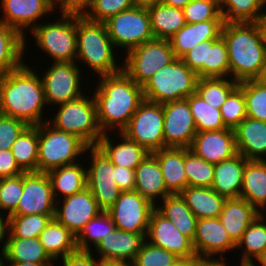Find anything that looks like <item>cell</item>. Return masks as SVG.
<instances>
[{
	"label": "cell",
	"mask_w": 266,
	"mask_h": 266,
	"mask_svg": "<svg viewBox=\"0 0 266 266\" xmlns=\"http://www.w3.org/2000/svg\"><path fill=\"white\" fill-rule=\"evenodd\" d=\"M3 212H0V243L2 244L3 239L8 238L6 234H9V215H6V218L3 217ZM5 219V220H4Z\"/></svg>",
	"instance_id": "obj_60"
},
{
	"label": "cell",
	"mask_w": 266,
	"mask_h": 266,
	"mask_svg": "<svg viewBox=\"0 0 266 266\" xmlns=\"http://www.w3.org/2000/svg\"><path fill=\"white\" fill-rule=\"evenodd\" d=\"M225 260L218 259H195L192 260L187 266H224Z\"/></svg>",
	"instance_id": "obj_59"
},
{
	"label": "cell",
	"mask_w": 266,
	"mask_h": 266,
	"mask_svg": "<svg viewBox=\"0 0 266 266\" xmlns=\"http://www.w3.org/2000/svg\"><path fill=\"white\" fill-rule=\"evenodd\" d=\"M114 48L126 52L154 39L147 8L135 7L122 11L105 22Z\"/></svg>",
	"instance_id": "obj_11"
},
{
	"label": "cell",
	"mask_w": 266,
	"mask_h": 266,
	"mask_svg": "<svg viewBox=\"0 0 266 266\" xmlns=\"http://www.w3.org/2000/svg\"><path fill=\"white\" fill-rule=\"evenodd\" d=\"M39 240L55 261L77 250L76 236L55 218L41 232Z\"/></svg>",
	"instance_id": "obj_36"
},
{
	"label": "cell",
	"mask_w": 266,
	"mask_h": 266,
	"mask_svg": "<svg viewBox=\"0 0 266 266\" xmlns=\"http://www.w3.org/2000/svg\"><path fill=\"white\" fill-rule=\"evenodd\" d=\"M224 266H226V264ZM240 266H256V265H240Z\"/></svg>",
	"instance_id": "obj_71"
},
{
	"label": "cell",
	"mask_w": 266,
	"mask_h": 266,
	"mask_svg": "<svg viewBox=\"0 0 266 266\" xmlns=\"http://www.w3.org/2000/svg\"><path fill=\"white\" fill-rule=\"evenodd\" d=\"M56 5L61 1V0H52Z\"/></svg>",
	"instance_id": "obj_70"
},
{
	"label": "cell",
	"mask_w": 266,
	"mask_h": 266,
	"mask_svg": "<svg viewBox=\"0 0 266 266\" xmlns=\"http://www.w3.org/2000/svg\"><path fill=\"white\" fill-rule=\"evenodd\" d=\"M133 6L132 0H96L84 16L90 21L105 23L111 17Z\"/></svg>",
	"instance_id": "obj_51"
},
{
	"label": "cell",
	"mask_w": 266,
	"mask_h": 266,
	"mask_svg": "<svg viewBox=\"0 0 266 266\" xmlns=\"http://www.w3.org/2000/svg\"><path fill=\"white\" fill-rule=\"evenodd\" d=\"M197 132L225 129L220 109L212 107L196 92L186 98Z\"/></svg>",
	"instance_id": "obj_41"
},
{
	"label": "cell",
	"mask_w": 266,
	"mask_h": 266,
	"mask_svg": "<svg viewBox=\"0 0 266 266\" xmlns=\"http://www.w3.org/2000/svg\"><path fill=\"white\" fill-rule=\"evenodd\" d=\"M98 266H132V264L126 262L99 260Z\"/></svg>",
	"instance_id": "obj_64"
},
{
	"label": "cell",
	"mask_w": 266,
	"mask_h": 266,
	"mask_svg": "<svg viewBox=\"0 0 266 266\" xmlns=\"http://www.w3.org/2000/svg\"><path fill=\"white\" fill-rule=\"evenodd\" d=\"M0 248L1 255L8 262H32L36 264H54L40 243L39 238H7Z\"/></svg>",
	"instance_id": "obj_31"
},
{
	"label": "cell",
	"mask_w": 266,
	"mask_h": 266,
	"mask_svg": "<svg viewBox=\"0 0 266 266\" xmlns=\"http://www.w3.org/2000/svg\"><path fill=\"white\" fill-rule=\"evenodd\" d=\"M23 193V174L15 177L1 178L0 209L11 215L18 207Z\"/></svg>",
	"instance_id": "obj_52"
},
{
	"label": "cell",
	"mask_w": 266,
	"mask_h": 266,
	"mask_svg": "<svg viewBox=\"0 0 266 266\" xmlns=\"http://www.w3.org/2000/svg\"><path fill=\"white\" fill-rule=\"evenodd\" d=\"M189 150L212 164L229 160L238 154L235 132L230 128L197 132Z\"/></svg>",
	"instance_id": "obj_20"
},
{
	"label": "cell",
	"mask_w": 266,
	"mask_h": 266,
	"mask_svg": "<svg viewBox=\"0 0 266 266\" xmlns=\"http://www.w3.org/2000/svg\"><path fill=\"white\" fill-rule=\"evenodd\" d=\"M54 215H10L8 238H39Z\"/></svg>",
	"instance_id": "obj_45"
},
{
	"label": "cell",
	"mask_w": 266,
	"mask_h": 266,
	"mask_svg": "<svg viewBox=\"0 0 266 266\" xmlns=\"http://www.w3.org/2000/svg\"><path fill=\"white\" fill-rule=\"evenodd\" d=\"M123 70L140 86L163 67L171 64L175 53L170 41L154 38L126 53Z\"/></svg>",
	"instance_id": "obj_9"
},
{
	"label": "cell",
	"mask_w": 266,
	"mask_h": 266,
	"mask_svg": "<svg viewBox=\"0 0 266 266\" xmlns=\"http://www.w3.org/2000/svg\"><path fill=\"white\" fill-rule=\"evenodd\" d=\"M87 250H75L62 258L63 266H98L99 259L93 258V254Z\"/></svg>",
	"instance_id": "obj_56"
},
{
	"label": "cell",
	"mask_w": 266,
	"mask_h": 266,
	"mask_svg": "<svg viewBox=\"0 0 266 266\" xmlns=\"http://www.w3.org/2000/svg\"><path fill=\"white\" fill-rule=\"evenodd\" d=\"M77 58L87 64L98 76L112 75L123 70L116 65L113 42L105 23L77 15Z\"/></svg>",
	"instance_id": "obj_4"
},
{
	"label": "cell",
	"mask_w": 266,
	"mask_h": 266,
	"mask_svg": "<svg viewBox=\"0 0 266 266\" xmlns=\"http://www.w3.org/2000/svg\"><path fill=\"white\" fill-rule=\"evenodd\" d=\"M184 167L187 176V186L212 187L214 164L195 155L189 148H184Z\"/></svg>",
	"instance_id": "obj_46"
},
{
	"label": "cell",
	"mask_w": 266,
	"mask_h": 266,
	"mask_svg": "<svg viewBox=\"0 0 266 266\" xmlns=\"http://www.w3.org/2000/svg\"><path fill=\"white\" fill-rule=\"evenodd\" d=\"M155 206L136 191L122 192L107 211L116 228L136 234H147L149 219Z\"/></svg>",
	"instance_id": "obj_14"
},
{
	"label": "cell",
	"mask_w": 266,
	"mask_h": 266,
	"mask_svg": "<svg viewBox=\"0 0 266 266\" xmlns=\"http://www.w3.org/2000/svg\"><path fill=\"white\" fill-rule=\"evenodd\" d=\"M88 145L77 135L60 131L47 121L39 125L37 172L47 173L65 165L77 163Z\"/></svg>",
	"instance_id": "obj_6"
},
{
	"label": "cell",
	"mask_w": 266,
	"mask_h": 266,
	"mask_svg": "<svg viewBox=\"0 0 266 266\" xmlns=\"http://www.w3.org/2000/svg\"><path fill=\"white\" fill-rule=\"evenodd\" d=\"M243 93L247 117L266 122V83L259 79L245 80Z\"/></svg>",
	"instance_id": "obj_47"
},
{
	"label": "cell",
	"mask_w": 266,
	"mask_h": 266,
	"mask_svg": "<svg viewBox=\"0 0 266 266\" xmlns=\"http://www.w3.org/2000/svg\"><path fill=\"white\" fill-rule=\"evenodd\" d=\"M135 7L149 8L161 3V0H132Z\"/></svg>",
	"instance_id": "obj_62"
},
{
	"label": "cell",
	"mask_w": 266,
	"mask_h": 266,
	"mask_svg": "<svg viewBox=\"0 0 266 266\" xmlns=\"http://www.w3.org/2000/svg\"><path fill=\"white\" fill-rule=\"evenodd\" d=\"M258 79L261 82L266 83V60H265V63H264V67H263L262 73H261V75H260V77Z\"/></svg>",
	"instance_id": "obj_66"
},
{
	"label": "cell",
	"mask_w": 266,
	"mask_h": 266,
	"mask_svg": "<svg viewBox=\"0 0 266 266\" xmlns=\"http://www.w3.org/2000/svg\"><path fill=\"white\" fill-rule=\"evenodd\" d=\"M102 210L88 188L63 198L55 207L54 218L77 236L84 226Z\"/></svg>",
	"instance_id": "obj_18"
},
{
	"label": "cell",
	"mask_w": 266,
	"mask_h": 266,
	"mask_svg": "<svg viewBox=\"0 0 266 266\" xmlns=\"http://www.w3.org/2000/svg\"><path fill=\"white\" fill-rule=\"evenodd\" d=\"M163 122V104L144 99L121 133L153 153L165 148Z\"/></svg>",
	"instance_id": "obj_10"
},
{
	"label": "cell",
	"mask_w": 266,
	"mask_h": 266,
	"mask_svg": "<svg viewBox=\"0 0 266 266\" xmlns=\"http://www.w3.org/2000/svg\"><path fill=\"white\" fill-rule=\"evenodd\" d=\"M38 75L23 63L0 77V114L21 120L28 126H38L47 121L42 118L47 103Z\"/></svg>",
	"instance_id": "obj_1"
},
{
	"label": "cell",
	"mask_w": 266,
	"mask_h": 266,
	"mask_svg": "<svg viewBox=\"0 0 266 266\" xmlns=\"http://www.w3.org/2000/svg\"><path fill=\"white\" fill-rule=\"evenodd\" d=\"M88 151L92 162L87 170V188L100 209L107 212L123 192L115 181L116 165L97 145L88 146Z\"/></svg>",
	"instance_id": "obj_12"
},
{
	"label": "cell",
	"mask_w": 266,
	"mask_h": 266,
	"mask_svg": "<svg viewBox=\"0 0 266 266\" xmlns=\"http://www.w3.org/2000/svg\"><path fill=\"white\" fill-rule=\"evenodd\" d=\"M190 1L191 0H161V2L165 5L181 9L185 7Z\"/></svg>",
	"instance_id": "obj_63"
},
{
	"label": "cell",
	"mask_w": 266,
	"mask_h": 266,
	"mask_svg": "<svg viewBox=\"0 0 266 266\" xmlns=\"http://www.w3.org/2000/svg\"><path fill=\"white\" fill-rule=\"evenodd\" d=\"M99 78L100 83L93 94L97 105L98 125L103 133L114 131L117 127V131L121 132L144 100L142 86L124 70Z\"/></svg>",
	"instance_id": "obj_2"
},
{
	"label": "cell",
	"mask_w": 266,
	"mask_h": 266,
	"mask_svg": "<svg viewBox=\"0 0 266 266\" xmlns=\"http://www.w3.org/2000/svg\"><path fill=\"white\" fill-rule=\"evenodd\" d=\"M179 260L175 254L148 243L146 239L132 266H172Z\"/></svg>",
	"instance_id": "obj_50"
},
{
	"label": "cell",
	"mask_w": 266,
	"mask_h": 266,
	"mask_svg": "<svg viewBox=\"0 0 266 266\" xmlns=\"http://www.w3.org/2000/svg\"><path fill=\"white\" fill-rule=\"evenodd\" d=\"M96 0H61L57 5V9L61 12L84 15Z\"/></svg>",
	"instance_id": "obj_57"
},
{
	"label": "cell",
	"mask_w": 266,
	"mask_h": 266,
	"mask_svg": "<svg viewBox=\"0 0 266 266\" xmlns=\"http://www.w3.org/2000/svg\"><path fill=\"white\" fill-rule=\"evenodd\" d=\"M114 228L116 227L110 215L102 211L98 216L92 218L76 236L77 249L90 251L92 248L90 243L94 244L95 248Z\"/></svg>",
	"instance_id": "obj_44"
},
{
	"label": "cell",
	"mask_w": 266,
	"mask_h": 266,
	"mask_svg": "<svg viewBox=\"0 0 266 266\" xmlns=\"http://www.w3.org/2000/svg\"><path fill=\"white\" fill-rule=\"evenodd\" d=\"M230 77L227 45L222 36L207 40L206 63H203V78Z\"/></svg>",
	"instance_id": "obj_43"
},
{
	"label": "cell",
	"mask_w": 266,
	"mask_h": 266,
	"mask_svg": "<svg viewBox=\"0 0 266 266\" xmlns=\"http://www.w3.org/2000/svg\"><path fill=\"white\" fill-rule=\"evenodd\" d=\"M265 5L266 0H219L225 22H256Z\"/></svg>",
	"instance_id": "obj_40"
},
{
	"label": "cell",
	"mask_w": 266,
	"mask_h": 266,
	"mask_svg": "<svg viewBox=\"0 0 266 266\" xmlns=\"http://www.w3.org/2000/svg\"><path fill=\"white\" fill-rule=\"evenodd\" d=\"M220 112L225 127L233 130L247 117L243 81L229 94Z\"/></svg>",
	"instance_id": "obj_48"
},
{
	"label": "cell",
	"mask_w": 266,
	"mask_h": 266,
	"mask_svg": "<svg viewBox=\"0 0 266 266\" xmlns=\"http://www.w3.org/2000/svg\"><path fill=\"white\" fill-rule=\"evenodd\" d=\"M247 159L237 154L233 158L214 164L212 189L226 199L240 198L243 171Z\"/></svg>",
	"instance_id": "obj_27"
},
{
	"label": "cell",
	"mask_w": 266,
	"mask_h": 266,
	"mask_svg": "<svg viewBox=\"0 0 266 266\" xmlns=\"http://www.w3.org/2000/svg\"><path fill=\"white\" fill-rule=\"evenodd\" d=\"M77 62H53L42 76L46 103L60 105L83 95Z\"/></svg>",
	"instance_id": "obj_13"
},
{
	"label": "cell",
	"mask_w": 266,
	"mask_h": 266,
	"mask_svg": "<svg viewBox=\"0 0 266 266\" xmlns=\"http://www.w3.org/2000/svg\"><path fill=\"white\" fill-rule=\"evenodd\" d=\"M258 266H266V256L260 261Z\"/></svg>",
	"instance_id": "obj_68"
},
{
	"label": "cell",
	"mask_w": 266,
	"mask_h": 266,
	"mask_svg": "<svg viewBox=\"0 0 266 266\" xmlns=\"http://www.w3.org/2000/svg\"><path fill=\"white\" fill-rule=\"evenodd\" d=\"M27 127L28 125L21 120L0 114V150L11 149Z\"/></svg>",
	"instance_id": "obj_53"
},
{
	"label": "cell",
	"mask_w": 266,
	"mask_h": 266,
	"mask_svg": "<svg viewBox=\"0 0 266 266\" xmlns=\"http://www.w3.org/2000/svg\"><path fill=\"white\" fill-rule=\"evenodd\" d=\"M118 187L123 191L135 190V170L116 166V179Z\"/></svg>",
	"instance_id": "obj_58"
},
{
	"label": "cell",
	"mask_w": 266,
	"mask_h": 266,
	"mask_svg": "<svg viewBox=\"0 0 266 266\" xmlns=\"http://www.w3.org/2000/svg\"><path fill=\"white\" fill-rule=\"evenodd\" d=\"M182 10L186 23L224 20L217 0H191Z\"/></svg>",
	"instance_id": "obj_49"
},
{
	"label": "cell",
	"mask_w": 266,
	"mask_h": 266,
	"mask_svg": "<svg viewBox=\"0 0 266 266\" xmlns=\"http://www.w3.org/2000/svg\"><path fill=\"white\" fill-rule=\"evenodd\" d=\"M163 133L165 148H189L197 129L188 100H175L163 103Z\"/></svg>",
	"instance_id": "obj_16"
},
{
	"label": "cell",
	"mask_w": 266,
	"mask_h": 266,
	"mask_svg": "<svg viewBox=\"0 0 266 266\" xmlns=\"http://www.w3.org/2000/svg\"><path fill=\"white\" fill-rule=\"evenodd\" d=\"M4 262L5 260L3 259V255L0 254V266H6Z\"/></svg>",
	"instance_id": "obj_69"
},
{
	"label": "cell",
	"mask_w": 266,
	"mask_h": 266,
	"mask_svg": "<svg viewBox=\"0 0 266 266\" xmlns=\"http://www.w3.org/2000/svg\"><path fill=\"white\" fill-rule=\"evenodd\" d=\"M150 244L161 247L180 259H198L192 241L184 236L176 226L156 208L151 212L146 234Z\"/></svg>",
	"instance_id": "obj_17"
},
{
	"label": "cell",
	"mask_w": 266,
	"mask_h": 266,
	"mask_svg": "<svg viewBox=\"0 0 266 266\" xmlns=\"http://www.w3.org/2000/svg\"><path fill=\"white\" fill-rule=\"evenodd\" d=\"M224 23V20L186 23L169 39L176 58H182L188 51L203 41L218 39L221 36Z\"/></svg>",
	"instance_id": "obj_23"
},
{
	"label": "cell",
	"mask_w": 266,
	"mask_h": 266,
	"mask_svg": "<svg viewBox=\"0 0 266 266\" xmlns=\"http://www.w3.org/2000/svg\"><path fill=\"white\" fill-rule=\"evenodd\" d=\"M179 194L198 219L219 217L227 200L211 187L187 186Z\"/></svg>",
	"instance_id": "obj_32"
},
{
	"label": "cell",
	"mask_w": 266,
	"mask_h": 266,
	"mask_svg": "<svg viewBox=\"0 0 266 266\" xmlns=\"http://www.w3.org/2000/svg\"><path fill=\"white\" fill-rule=\"evenodd\" d=\"M207 40L197 44L188 51L181 59L197 74L198 78H203V63H206Z\"/></svg>",
	"instance_id": "obj_54"
},
{
	"label": "cell",
	"mask_w": 266,
	"mask_h": 266,
	"mask_svg": "<svg viewBox=\"0 0 266 266\" xmlns=\"http://www.w3.org/2000/svg\"><path fill=\"white\" fill-rule=\"evenodd\" d=\"M263 212L248 226L243 233L242 239L237 243L236 248L242 249L243 254L240 265H255L266 256V216ZM253 257V258H252Z\"/></svg>",
	"instance_id": "obj_38"
},
{
	"label": "cell",
	"mask_w": 266,
	"mask_h": 266,
	"mask_svg": "<svg viewBox=\"0 0 266 266\" xmlns=\"http://www.w3.org/2000/svg\"><path fill=\"white\" fill-rule=\"evenodd\" d=\"M86 94L59 105L52 121L55 129L77 135L88 146H96L103 135L97 121V105L94 95Z\"/></svg>",
	"instance_id": "obj_7"
},
{
	"label": "cell",
	"mask_w": 266,
	"mask_h": 266,
	"mask_svg": "<svg viewBox=\"0 0 266 266\" xmlns=\"http://www.w3.org/2000/svg\"><path fill=\"white\" fill-rule=\"evenodd\" d=\"M57 204L47 173L24 172L23 193L11 215H55Z\"/></svg>",
	"instance_id": "obj_15"
},
{
	"label": "cell",
	"mask_w": 266,
	"mask_h": 266,
	"mask_svg": "<svg viewBox=\"0 0 266 266\" xmlns=\"http://www.w3.org/2000/svg\"><path fill=\"white\" fill-rule=\"evenodd\" d=\"M25 40L17 30L0 22V77L24 63Z\"/></svg>",
	"instance_id": "obj_34"
},
{
	"label": "cell",
	"mask_w": 266,
	"mask_h": 266,
	"mask_svg": "<svg viewBox=\"0 0 266 266\" xmlns=\"http://www.w3.org/2000/svg\"><path fill=\"white\" fill-rule=\"evenodd\" d=\"M8 266H53V264H36L32 262H9Z\"/></svg>",
	"instance_id": "obj_65"
},
{
	"label": "cell",
	"mask_w": 266,
	"mask_h": 266,
	"mask_svg": "<svg viewBox=\"0 0 266 266\" xmlns=\"http://www.w3.org/2000/svg\"><path fill=\"white\" fill-rule=\"evenodd\" d=\"M2 3V4H1ZM3 17L0 22L26 37L24 29L32 31L38 24L39 18L53 12L57 5L52 0H1Z\"/></svg>",
	"instance_id": "obj_19"
},
{
	"label": "cell",
	"mask_w": 266,
	"mask_h": 266,
	"mask_svg": "<svg viewBox=\"0 0 266 266\" xmlns=\"http://www.w3.org/2000/svg\"><path fill=\"white\" fill-rule=\"evenodd\" d=\"M154 38L169 40L185 24L181 8H175L161 3L147 8Z\"/></svg>",
	"instance_id": "obj_37"
},
{
	"label": "cell",
	"mask_w": 266,
	"mask_h": 266,
	"mask_svg": "<svg viewBox=\"0 0 266 266\" xmlns=\"http://www.w3.org/2000/svg\"><path fill=\"white\" fill-rule=\"evenodd\" d=\"M198 76L181 58L156 71L142 86L144 99L155 103L182 100L196 92Z\"/></svg>",
	"instance_id": "obj_5"
},
{
	"label": "cell",
	"mask_w": 266,
	"mask_h": 266,
	"mask_svg": "<svg viewBox=\"0 0 266 266\" xmlns=\"http://www.w3.org/2000/svg\"><path fill=\"white\" fill-rule=\"evenodd\" d=\"M240 198L248 201L259 212L266 207V160L246 161Z\"/></svg>",
	"instance_id": "obj_29"
},
{
	"label": "cell",
	"mask_w": 266,
	"mask_h": 266,
	"mask_svg": "<svg viewBox=\"0 0 266 266\" xmlns=\"http://www.w3.org/2000/svg\"><path fill=\"white\" fill-rule=\"evenodd\" d=\"M192 260L180 259L172 266H187Z\"/></svg>",
	"instance_id": "obj_67"
},
{
	"label": "cell",
	"mask_w": 266,
	"mask_h": 266,
	"mask_svg": "<svg viewBox=\"0 0 266 266\" xmlns=\"http://www.w3.org/2000/svg\"><path fill=\"white\" fill-rule=\"evenodd\" d=\"M39 125L28 126L11 147L16 163L24 172H37Z\"/></svg>",
	"instance_id": "obj_39"
},
{
	"label": "cell",
	"mask_w": 266,
	"mask_h": 266,
	"mask_svg": "<svg viewBox=\"0 0 266 266\" xmlns=\"http://www.w3.org/2000/svg\"><path fill=\"white\" fill-rule=\"evenodd\" d=\"M234 132L238 154L247 160H266V122L246 117Z\"/></svg>",
	"instance_id": "obj_24"
},
{
	"label": "cell",
	"mask_w": 266,
	"mask_h": 266,
	"mask_svg": "<svg viewBox=\"0 0 266 266\" xmlns=\"http://www.w3.org/2000/svg\"><path fill=\"white\" fill-rule=\"evenodd\" d=\"M221 36L227 45L232 79H258L266 60V46L256 22H225Z\"/></svg>",
	"instance_id": "obj_3"
},
{
	"label": "cell",
	"mask_w": 266,
	"mask_h": 266,
	"mask_svg": "<svg viewBox=\"0 0 266 266\" xmlns=\"http://www.w3.org/2000/svg\"><path fill=\"white\" fill-rule=\"evenodd\" d=\"M118 133L122 139L121 143H116L114 146L108 133H103L97 146L114 165L135 170L149 152L135 141L128 139L123 133Z\"/></svg>",
	"instance_id": "obj_28"
},
{
	"label": "cell",
	"mask_w": 266,
	"mask_h": 266,
	"mask_svg": "<svg viewBox=\"0 0 266 266\" xmlns=\"http://www.w3.org/2000/svg\"><path fill=\"white\" fill-rule=\"evenodd\" d=\"M163 204L155 208L169 219L176 228L192 242L196 235L198 218L193 214L180 194H170L161 200Z\"/></svg>",
	"instance_id": "obj_35"
},
{
	"label": "cell",
	"mask_w": 266,
	"mask_h": 266,
	"mask_svg": "<svg viewBox=\"0 0 266 266\" xmlns=\"http://www.w3.org/2000/svg\"><path fill=\"white\" fill-rule=\"evenodd\" d=\"M192 243L198 259H212L236 248L219 217L199 218Z\"/></svg>",
	"instance_id": "obj_21"
},
{
	"label": "cell",
	"mask_w": 266,
	"mask_h": 266,
	"mask_svg": "<svg viewBox=\"0 0 266 266\" xmlns=\"http://www.w3.org/2000/svg\"><path fill=\"white\" fill-rule=\"evenodd\" d=\"M145 237L146 234H136L114 228L95 247L100 256L99 260L132 264L146 240Z\"/></svg>",
	"instance_id": "obj_22"
},
{
	"label": "cell",
	"mask_w": 266,
	"mask_h": 266,
	"mask_svg": "<svg viewBox=\"0 0 266 266\" xmlns=\"http://www.w3.org/2000/svg\"><path fill=\"white\" fill-rule=\"evenodd\" d=\"M156 206V198L163 200L171 193L166 189L157 157L149 153L135 169V190Z\"/></svg>",
	"instance_id": "obj_25"
},
{
	"label": "cell",
	"mask_w": 266,
	"mask_h": 266,
	"mask_svg": "<svg viewBox=\"0 0 266 266\" xmlns=\"http://www.w3.org/2000/svg\"><path fill=\"white\" fill-rule=\"evenodd\" d=\"M239 85L231 77L198 78L196 93L208 104L220 109L229 94Z\"/></svg>",
	"instance_id": "obj_42"
},
{
	"label": "cell",
	"mask_w": 266,
	"mask_h": 266,
	"mask_svg": "<svg viewBox=\"0 0 266 266\" xmlns=\"http://www.w3.org/2000/svg\"><path fill=\"white\" fill-rule=\"evenodd\" d=\"M160 165L166 189L171 194H179L187 187L184 167V148L167 147L153 152Z\"/></svg>",
	"instance_id": "obj_30"
},
{
	"label": "cell",
	"mask_w": 266,
	"mask_h": 266,
	"mask_svg": "<svg viewBox=\"0 0 266 266\" xmlns=\"http://www.w3.org/2000/svg\"><path fill=\"white\" fill-rule=\"evenodd\" d=\"M260 215V212L248 201L237 198L227 199L219 219L231 240L237 245L248 226Z\"/></svg>",
	"instance_id": "obj_26"
},
{
	"label": "cell",
	"mask_w": 266,
	"mask_h": 266,
	"mask_svg": "<svg viewBox=\"0 0 266 266\" xmlns=\"http://www.w3.org/2000/svg\"><path fill=\"white\" fill-rule=\"evenodd\" d=\"M30 33L54 62H77V15L61 13L54 23H39Z\"/></svg>",
	"instance_id": "obj_8"
},
{
	"label": "cell",
	"mask_w": 266,
	"mask_h": 266,
	"mask_svg": "<svg viewBox=\"0 0 266 266\" xmlns=\"http://www.w3.org/2000/svg\"><path fill=\"white\" fill-rule=\"evenodd\" d=\"M83 167L77 162L47 172L56 202L61 194L65 198L87 188V170Z\"/></svg>",
	"instance_id": "obj_33"
},
{
	"label": "cell",
	"mask_w": 266,
	"mask_h": 266,
	"mask_svg": "<svg viewBox=\"0 0 266 266\" xmlns=\"http://www.w3.org/2000/svg\"><path fill=\"white\" fill-rule=\"evenodd\" d=\"M23 173L24 171L16 163L11 149L0 150V178L15 177Z\"/></svg>",
	"instance_id": "obj_55"
},
{
	"label": "cell",
	"mask_w": 266,
	"mask_h": 266,
	"mask_svg": "<svg viewBox=\"0 0 266 266\" xmlns=\"http://www.w3.org/2000/svg\"><path fill=\"white\" fill-rule=\"evenodd\" d=\"M256 24L260 30L262 41L266 46V11L258 18Z\"/></svg>",
	"instance_id": "obj_61"
}]
</instances>
